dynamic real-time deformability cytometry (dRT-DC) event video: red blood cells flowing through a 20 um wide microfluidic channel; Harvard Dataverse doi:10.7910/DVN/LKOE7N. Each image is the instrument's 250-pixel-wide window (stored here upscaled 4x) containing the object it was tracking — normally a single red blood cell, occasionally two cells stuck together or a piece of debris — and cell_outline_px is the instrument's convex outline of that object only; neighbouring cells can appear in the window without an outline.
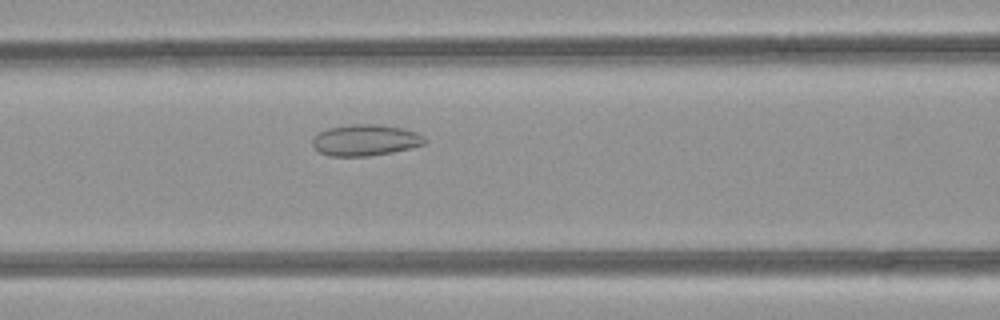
{"species": "common noctule bat (a hibernating species)", "species_latin": "Nyctalus noctula", "temperature_condition": "room temperature", "stored_images_in_passage": 32, "camera_frame_rate_fps": 3000, "um_per_image_px": 0.085, "animal": {"sex": "female", "body_mass_g": 21.9}, "frame": {"image": 1, "passage_image": 9, "time_ms": 2.667, "image_size_px": [1000, 320], "cell_outline_px": [[428, 140], [424, 144], [412, 148], [392, 152], [368, 156], [328, 156], [320, 152], [312, 144], [312, 140], [320, 132], [328, 128], [348, 124], [376, 124], [404, 128], [416, 132], [424, 136]], "centroid_in_image_um": [31.09, 11.91], "position_along_channel_um": 135.5, "area_um2": 20.52}}
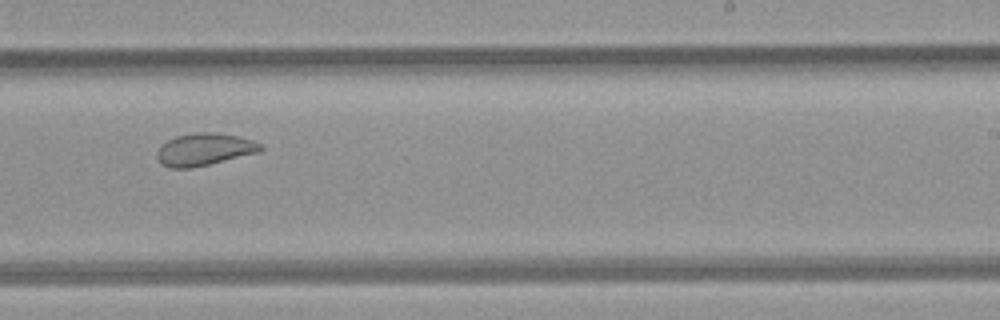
{"frame": {"image": 2, "passage_image": 19, "time_ms": 6.0, "image_size_px": [1000, 320], "cell_outline_px": [[264, 148], [260, 152], [192, 168], [168, 168], [160, 164], [156, 156], [156, 152], [168, 140], [176, 136], [204, 132], [212, 132], [240, 136], [264, 144]], "centroid_in_image_um": [17.4, 12.71], "position_along_channel_um": 271.6, "area_um2": 19.54}}
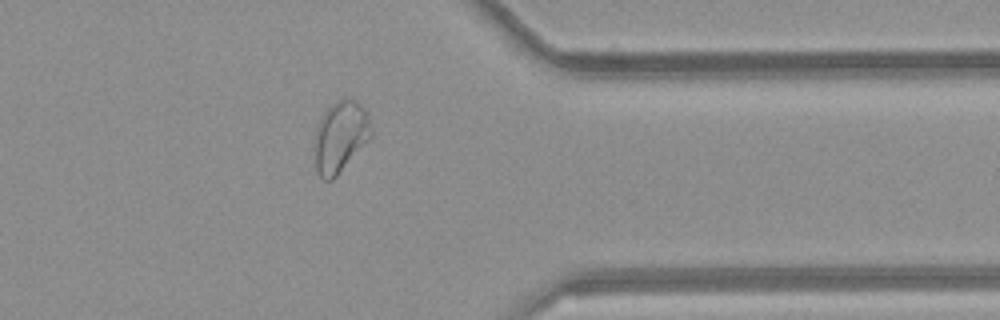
{"frame": {"image": 3, "passage_image": 28, "time_ms": 9.0, "image_size_px": [1000, 320], "cell_outline_px": [[372, 136], [336, 176], [332, 180], [324, 180], [316, 172], [316, 128], [324, 112], [336, 100], [348, 96], [360, 104], [368, 112], [372, 132]], "centroid_in_image_um": [28.96, 11.58], "position_along_channel_um": 382.4, "area_um2": 23.24}}